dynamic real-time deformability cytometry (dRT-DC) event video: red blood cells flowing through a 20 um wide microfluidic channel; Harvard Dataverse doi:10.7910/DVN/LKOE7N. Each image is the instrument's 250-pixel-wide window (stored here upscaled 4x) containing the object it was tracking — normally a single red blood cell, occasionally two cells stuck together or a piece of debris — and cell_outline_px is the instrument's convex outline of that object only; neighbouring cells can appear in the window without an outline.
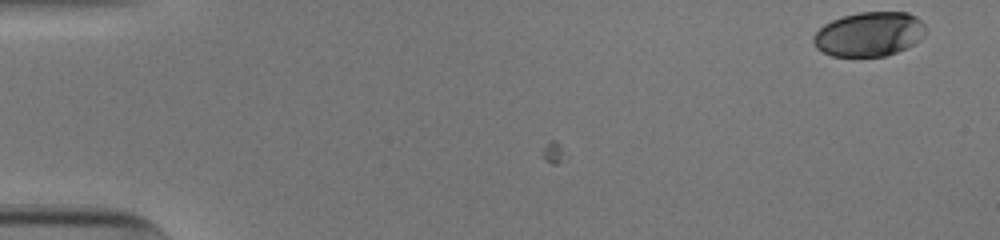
{"species": "human", "species_latin": "Homo sapiens", "temperature_condition": "cold", "stored_images_in_passage": 6, "camera_frame_rate_fps": 3000, "um_per_image_px": 0.085, "donor": {"sex": "male"}, "frame": {"image": 1, "passage_image": 1, "time_ms": 0.0, "image_size_px": [1000, 240], "cell_outline_px": [[924, 36], [912, 44], [896, 52], [884, 56], [832, 56], [816, 48], [812, 40], [812, 36], [824, 24], [832, 20], [844, 16], [860, 12], [908, 12], [916, 16], [924, 24]], "centroid_in_image_um": [73.85, 2.89], "position_along_channel_um": 11.1, "area_um2": 28.84}}